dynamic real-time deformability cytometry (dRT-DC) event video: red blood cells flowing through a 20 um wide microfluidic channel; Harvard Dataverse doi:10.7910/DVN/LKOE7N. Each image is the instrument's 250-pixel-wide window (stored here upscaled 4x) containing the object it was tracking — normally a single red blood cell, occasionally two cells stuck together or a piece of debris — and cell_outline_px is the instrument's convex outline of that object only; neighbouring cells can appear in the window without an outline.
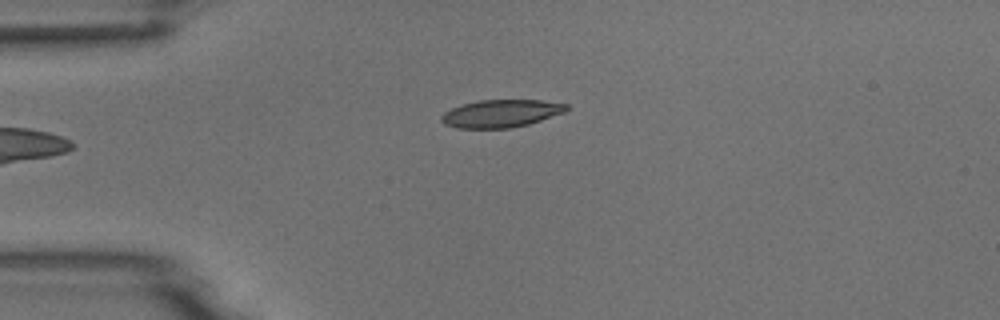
{"species": "common noctule bat (a hibernating species)", "species_latin": "Nyctalus noctula", "temperature_condition": "room temperature", "stored_images_in_passage": 4, "camera_frame_rate_fps": 3000, "um_per_image_px": 0.085, "animal": {"sex": "male", "body_mass_g": 18.8}, "frame": {"image": 1, "passage_image": 1, "time_ms": 0.0, "image_size_px": [1000, 320], "cell_outline_px": [[568, 108], [564, 112], [528, 124], [508, 128], [456, 128], [444, 124], [440, 120], [440, 116], [444, 112], [452, 108], [464, 104], [480, 100], [540, 100], [568, 104]], "centroid_in_image_um": [42.55, 9.65], "position_along_channel_um": 42.4, "area_um2": 20.0}}